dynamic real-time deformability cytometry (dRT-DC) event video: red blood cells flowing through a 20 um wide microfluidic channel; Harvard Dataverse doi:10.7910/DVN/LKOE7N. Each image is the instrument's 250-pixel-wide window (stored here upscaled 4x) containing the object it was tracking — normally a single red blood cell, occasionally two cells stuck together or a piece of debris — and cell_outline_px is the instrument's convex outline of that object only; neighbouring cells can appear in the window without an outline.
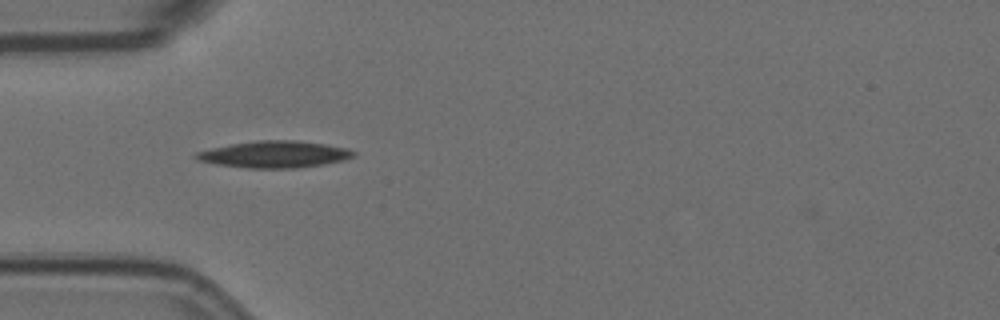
{"species": "Egyptian fruit bat (a non-hibernating species)", "species_latin": "Rousettus aegyptiacus", "temperature_condition": "room temperature", "stored_images_in_passage": 40, "camera_frame_rate_fps": 3000, "um_per_image_px": 0.085, "animal": {"sex": "female"}, "frame": {"image": 1, "passage_image": 1, "time_ms": 0.0, "image_size_px": [1000, 320], "cell_outline_px": [[356, 156], [344, 160], [324, 164], [296, 168], [248, 168], [216, 164], [196, 160], [192, 156], [196, 152], [212, 148], [232, 144], [256, 140], [296, 140], [324, 144], [348, 148], [356, 152]], "centroid_in_image_um": [23.34, 13.12], "position_along_channel_um": 61.7, "area_um2": 24.62}}
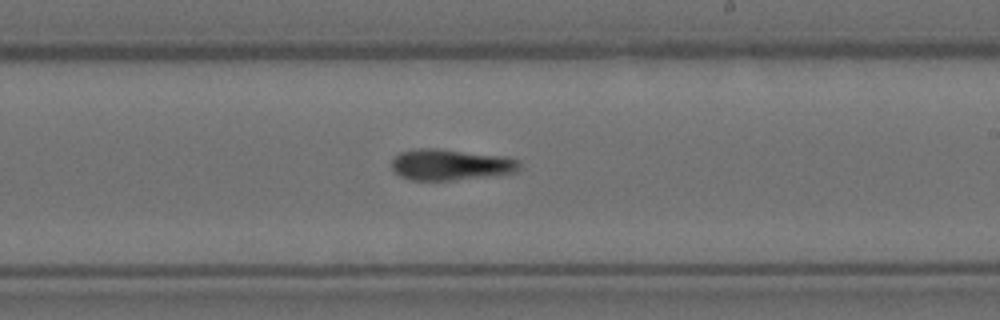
{"frame": {"image": 2, "passage_image": 17, "time_ms": 5.333, "image_size_px": [1000, 320], "cell_outline_px": [[520, 172], [488, 176], [452, 180], [408, 180], [400, 176], [392, 168], [392, 160], [400, 152], [420, 148], [436, 148], [504, 156], [520, 160]], "centroid_in_image_um": [38.33, 14.0], "position_along_channel_um": 250.7, "area_um2": 23.24}}
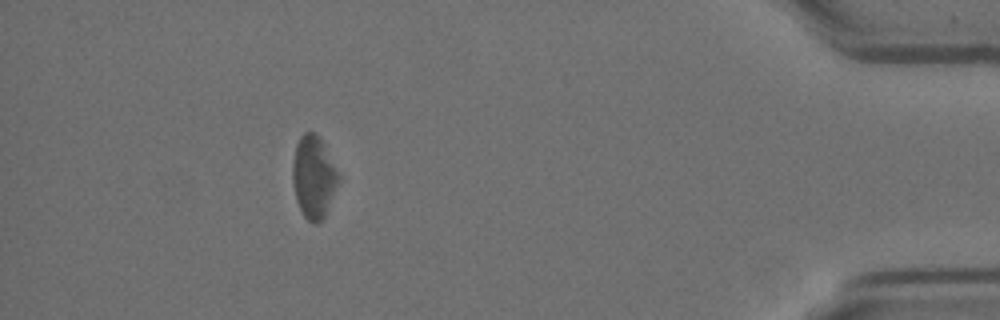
{"frame": {"image": 3, "passage_image": 35, "time_ms": 11.333, "image_size_px": [1000, 320], "cell_outline_px": [[340, 180], [324, 216], [316, 224], [312, 224], [304, 216], [296, 200], [292, 180], [292, 160], [296, 144], [300, 136], [304, 132], [312, 132], [324, 144], [340, 176]], "centroid_in_image_um": [26.64, 15.04], "position_along_channel_um": 408.6, "area_um2": 21.91}, "authors_computed_cell_mechanics": {"area_um2": 22.6865, "velocity_mm_per_s": 3.5553, "shape_relaxation_time_tau1_ms": 9.8742, "shape_relaxation_time_tau2_ms": null, "deformation_change_tau1": 0.2246, "deformation_change_tau2": null}}